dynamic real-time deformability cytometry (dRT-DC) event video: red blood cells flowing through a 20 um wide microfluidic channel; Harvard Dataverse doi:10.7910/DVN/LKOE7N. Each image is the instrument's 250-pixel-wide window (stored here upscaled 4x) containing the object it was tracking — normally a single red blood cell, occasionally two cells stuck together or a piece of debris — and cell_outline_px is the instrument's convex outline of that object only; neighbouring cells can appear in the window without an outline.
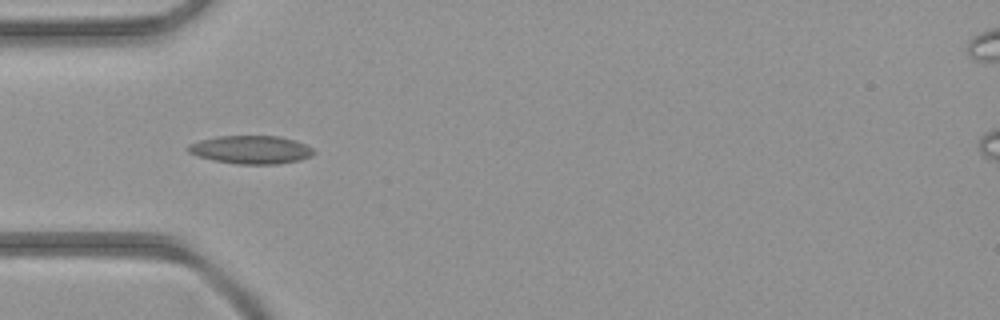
{"species": "common noctule bat (a hibernating species)", "species_latin": "Nyctalus noctula", "temperature_condition": "room temperature", "stored_images_in_passage": 3, "camera_frame_rate_fps": 3000, "um_per_image_px": 0.085, "animal": {"sex": "female", "body_mass_g": 21.9}, "frame": {"image": 1, "passage_image": 3, "time_ms": 2.0, "image_size_px": [1000, 320], "cell_outline_px": [[316, 152], [312, 156], [300, 160], [276, 164], [236, 164], [196, 156], [188, 152], [188, 144], [200, 140], [216, 136], [280, 136], [296, 140], [312, 148]], "centroid_in_image_um": [21.35, 12.72], "position_along_channel_um": 63.7, "area_um2": 20.69}}